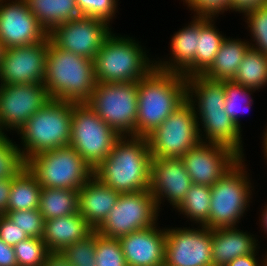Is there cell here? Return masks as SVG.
I'll return each mask as SVG.
<instances>
[{"mask_svg": "<svg viewBox=\"0 0 267 266\" xmlns=\"http://www.w3.org/2000/svg\"><path fill=\"white\" fill-rule=\"evenodd\" d=\"M152 156L147 137L121 136L93 175L120 194L149 189Z\"/></svg>", "mask_w": 267, "mask_h": 266, "instance_id": "cell-1", "label": "cell"}, {"mask_svg": "<svg viewBox=\"0 0 267 266\" xmlns=\"http://www.w3.org/2000/svg\"><path fill=\"white\" fill-rule=\"evenodd\" d=\"M186 80L154 67L138 81L136 136L147 137L186 101Z\"/></svg>", "mask_w": 267, "mask_h": 266, "instance_id": "cell-2", "label": "cell"}, {"mask_svg": "<svg viewBox=\"0 0 267 266\" xmlns=\"http://www.w3.org/2000/svg\"><path fill=\"white\" fill-rule=\"evenodd\" d=\"M96 83L93 60L61 50L48 38L43 84L50 99L85 103Z\"/></svg>", "mask_w": 267, "mask_h": 266, "instance_id": "cell-3", "label": "cell"}, {"mask_svg": "<svg viewBox=\"0 0 267 266\" xmlns=\"http://www.w3.org/2000/svg\"><path fill=\"white\" fill-rule=\"evenodd\" d=\"M141 46L135 38L118 36L112 31L93 60L96 82L129 83L145 77L156 60H151Z\"/></svg>", "mask_w": 267, "mask_h": 266, "instance_id": "cell-4", "label": "cell"}, {"mask_svg": "<svg viewBox=\"0 0 267 266\" xmlns=\"http://www.w3.org/2000/svg\"><path fill=\"white\" fill-rule=\"evenodd\" d=\"M72 111L73 102L50 99L27 120L17 131L25 161L38 153L70 145Z\"/></svg>", "mask_w": 267, "mask_h": 266, "instance_id": "cell-5", "label": "cell"}, {"mask_svg": "<svg viewBox=\"0 0 267 266\" xmlns=\"http://www.w3.org/2000/svg\"><path fill=\"white\" fill-rule=\"evenodd\" d=\"M241 158L221 179L211 186L209 220L203 225L210 229L238 227L252 200V183ZM250 179V180H249ZM252 195V197H251Z\"/></svg>", "mask_w": 267, "mask_h": 266, "instance_id": "cell-6", "label": "cell"}, {"mask_svg": "<svg viewBox=\"0 0 267 266\" xmlns=\"http://www.w3.org/2000/svg\"><path fill=\"white\" fill-rule=\"evenodd\" d=\"M26 167L42 188L79 190L93 175V168L70 145L38 153Z\"/></svg>", "mask_w": 267, "mask_h": 266, "instance_id": "cell-7", "label": "cell"}, {"mask_svg": "<svg viewBox=\"0 0 267 266\" xmlns=\"http://www.w3.org/2000/svg\"><path fill=\"white\" fill-rule=\"evenodd\" d=\"M85 103L120 136H136L138 82L96 83Z\"/></svg>", "mask_w": 267, "mask_h": 266, "instance_id": "cell-8", "label": "cell"}, {"mask_svg": "<svg viewBox=\"0 0 267 266\" xmlns=\"http://www.w3.org/2000/svg\"><path fill=\"white\" fill-rule=\"evenodd\" d=\"M120 137L86 103L73 102L70 146L93 169L109 155Z\"/></svg>", "mask_w": 267, "mask_h": 266, "instance_id": "cell-9", "label": "cell"}, {"mask_svg": "<svg viewBox=\"0 0 267 266\" xmlns=\"http://www.w3.org/2000/svg\"><path fill=\"white\" fill-rule=\"evenodd\" d=\"M147 140L152 158H181L201 141L192 105L186 100Z\"/></svg>", "mask_w": 267, "mask_h": 266, "instance_id": "cell-10", "label": "cell"}, {"mask_svg": "<svg viewBox=\"0 0 267 266\" xmlns=\"http://www.w3.org/2000/svg\"><path fill=\"white\" fill-rule=\"evenodd\" d=\"M159 210L150 189L120 194L106 219L95 229L108 238H119L156 225Z\"/></svg>", "mask_w": 267, "mask_h": 266, "instance_id": "cell-11", "label": "cell"}, {"mask_svg": "<svg viewBox=\"0 0 267 266\" xmlns=\"http://www.w3.org/2000/svg\"><path fill=\"white\" fill-rule=\"evenodd\" d=\"M198 228H165L164 266H213L212 229Z\"/></svg>", "mask_w": 267, "mask_h": 266, "instance_id": "cell-12", "label": "cell"}, {"mask_svg": "<svg viewBox=\"0 0 267 266\" xmlns=\"http://www.w3.org/2000/svg\"><path fill=\"white\" fill-rule=\"evenodd\" d=\"M111 28L100 19L79 16L55 26L48 37L61 50L94 60L105 39L111 34Z\"/></svg>", "mask_w": 267, "mask_h": 266, "instance_id": "cell-13", "label": "cell"}, {"mask_svg": "<svg viewBox=\"0 0 267 266\" xmlns=\"http://www.w3.org/2000/svg\"><path fill=\"white\" fill-rule=\"evenodd\" d=\"M50 100L43 83L0 85V132H17Z\"/></svg>", "mask_w": 267, "mask_h": 266, "instance_id": "cell-14", "label": "cell"}, {"mask_svg": "<svg viewBox=\"0 0 267 266\" xmlns=\"http://www.w3.org/2000/svg\"><path fill=\"white\" fill-rule=\"evenodd\" d=\"M48 38L37 44L5 49L0 61V85L43 83Z\"/></svg>", "mask_w": 267, "mask_h": 266, "instance_id": "cell-15", "label": "cell"}, {"mask_svg": "<svg viewBox=\"0 0 267 266\" xmlns=\"http://www.w3.org/2000/svg\"><path fill=\"white\" fill-rule=\"evenodd\" d=\"M192 183L213 186L241 157L230 148L200 141L181 157Z\"/></svg>", "mask_w": 267, "mask_h": 266, "instance_id": "cell-16", "label": "cell"}, {"mask_svg": "<svg viewBox=\"0 0 267 266\" xmlns=\"http://www.w3.org/2000/svg\"><path fill=\"white\" fill-rule=\"evenodd\" d=\"M47 36L25 0H0V41L5 49L37 44Z\"/></svg>", "mask_w": 267, "mask_h": 266, "instance_id": "cell-17", "label": "cell"}, {"mask_svg": "<svg viewBox=\"0 0 267 266\" xmlns=\"http://www.w3.org/2000/svg\"><path fill=\"white\" fill-rule=\"evenodd\" d=\"M192 184L181 158H152L149 189L159 212L165 199L176 209Z\"/></svg>", "mask_w": 267, "mask_h": 266, "instance_id": "cell-18", "label": "cell"}, {"mask_svg": "<svg viewBox=\"0 0 267 266\" xmlns=\"http://www.w3.org/2000/svg\"><path fill=\"white\" fill-rule=\"evenodd\" d=\"M157 226L118 238L128 266H164L166 230Z\"/></svg>", "mask_w": 267, "mask_h": 266, "instance_id": "cell-19", "label": "cell"}, {"mask_svg": "<svg viewBox=\"0 0 267 266\" xmlns=\"http://www.w3.org/2000/svg\"><path fill=\"white\" fill-rule=\"evenodd\" d=\"M200 34V17L193 16L189 25L172 35L169 59L155 61V67L167 72L180 73L185 78L195 75V55Z\"/></svg>", "mask_w": 267, "mask_h": 266, "instance_id": "cell-20", "label": "cell"}, {"mask_svg": "<svg viewBox=\"0 0 267 266\" xmlns=\"http://www.w3.org/2000/svg\"><path fill=\"white\" fill-rule=\"evenodd\" d=\"M195 115L201 141L226 146L241 158H245L242 129L233 122L225 110L195 112Z\"/></svg>", "mask_w": 267, "mask_h": 266, "instance_id": "cell-21", "label": "cell"}, {"mask_svg": "<svg viewBox=\"0 0 267 266\" xmlns=\"http://www.w3.org/2000/svg\"><path fill=\"white\" fill-rule=\"evenodd\" d=\"M120 193L92 175L78 190V213L95 230L113 209Z\"/></svg>", "mask_w": 267, "mask_h": 266, "instance_id": "cell-22", "label": "cell"}, {"mask_svg": "<svg viewBox=\"0 0 267 266\" xmlns=\"http://www.w3.org/2000/svg\"><path fill=\"white\" fill-rule=\"evenodd\" d=\"M237 228L220 227L212 229L213 266H226L237 257L259 251L258 239L250 232H244Z\"/></svg>", "mask_w": 267, "mask_h": 266, "instance_id": "cell-23", "label": "cell"}, {"mask_svg": "<svg viewBox=\"0 0 267 266\" xmlns=\"http://www.w3.org/2000/svg\"><path fill=\"white\" fill-rule=\"evenodd\" d=\"M94 229L80 213L45 220L42 240L49 251L61 252L67 245L83 240Z\"/></svg>", "mask_w": 267, "mask_h": 266, "instance_id": "cell-24", "label": "cell"}, {"mask_svg": "<svg viewBox=\"0 0 267 266\" xmlns=\"http://www.w3.org/2000/svg\"><path fill=\"white\" fill-rule=\"evenodd\" d=\"M186 100L195 112L225 110L224 81L204 75L189 76L186 80Z\"/></svg>", "mask_w": 267, "mask_h": 266, "instance_id": "cell-25", "label": "cell"}, {"mask_svg": "<svg viewBox=\"0 0 267 266\" xmlns=\"http://www.w3.org/2000/svg\"><path fill=\"white\" fill-rule=\"evenodd\" d=\"M250 41L241 38H224L212 65L202 74L212 80H233Z\"/></svg>", "mask_w": 267, "mask_h": 266, "instance_id": "cell-26", "label": "cell"}, {"mask_svg": "<svg viewBox=\"0 0 267 266\" xmlns=\"http://www.w3.org/2000/svg\"><path fill=\"white\" fill-rule=\"evenodd\" d=\"M29 11L49 33L55 26L78 18L76 0H25Z\"/></svg>", "mask_w": 267, "mask_h": 266, "instance_id": "cell-27", "label": "cell"}, {"mask_svg": "<svg viewBox=\"0 0 267 266\" xmlns=\"http://www.w3.org/2000/svg\"><path fill=\"white\" fill-rule=\"evenodd\" d=\"M41 190L36 177L25 167L12 178L7 212L38 209Z\"/></svg>", "mask_w": 267, "mask_h": 266, "instance_id": "cell-28", "label": "cell"}, {"mask_svg": "<svg viewBox=\"0 0 267 266\" xmlns=\"http://www.w3.org/2000/svg\"><path fill=\"white\" fill-rule=\"evenodd\" d=\"M216 18L200 17V34L195 55V75H202L213 63L226 35L216 29Z\"/></svg>", "mask_w": 267, "mask_h": 266, "instance_id": "cell-29", "label": "cell"}, {"mask_svg": "<svg viewBox=\"0 0 267 266\" xmlns=\"http://www.w3.org/2000/svg\"><path fill=\"white\" fill-rule=\"evenodd\" d=\"M78 190L42 188L38 210L45 220L78 213Z\"/></svg>", "mask_w": 267, "mask_h": 266, "instance_id": "cell-30", "label": "cell"}, {"mask_svg": "<svg viewBox=\"0 0 267 266\" xmlns=\"http://www.w3.org/2000/svg\"><path fill=\"white\" fill-rule=\"evenodd\" d=\"M234 82L255 90L267 85V56L250 47L238 67Z\"/></svg>", "mask_w": 267, "mask_h": 266, "instance_id": "cell-31", "label": "cell"}, {"mask_svg": "<svg viewBox=\"0 0 267 266\" xmlns=\"http://www.w3.org/2000/svg\"><path fill=\"white\" fill-rule=\"evenodd\" d=\"M211 203V187L192 184L185 198L176 208L182 215L187 216L193 224L204 225L209 220Z\"/></svg>", "mask_w": 267, "mask_h": 266, "instance_id": "cell-32", "label": "cell"}, {"mask_svg": "<svg viewBox=\"0 0 267 266\" xmlns=\"http://www.w3.org/2000/svg\"><path fill=\"white\" fill-rule=\"evenodd\" d=\"M224 90H225V112L229 115V117L233 120V122L241 129L242 126L239 119L240 113L245 111L247 112L251 108L254 102L253 101L254 99L251 95L256 90L253 88L245 87L242 84H238L233 80H224ZM242 104L243 107H241Z\"/></svg>", "mask_w": 267, "mask_h": 266, "instance_id": "cell-33", "label": "cell"}, {"mask_svg": "<svg viewBox=\"0 0 267 266\" xmlns=\"http://www.w3.org/2000/svg\"><path fill=\"white\" fill-rule=\"evenodd\" d=\"M26 167L19 145L6 135L0 137V179H12Z\"/></svg>", "mask_w": 267, "mask_h": 266, "instance_id": "cell-34", "label": "cell"}, {"mask_svg": "<svg viewBox=\"0 0 267 266\" xmlns=\"http://www.w3.org/2000/svg\"><path fill=\"white\" fill-rule=\"evenodd\" d=\"M18 266H43L50 252L42 239L28 237L14 246Z\"/></svg>", "mask_w": 267, "mask_h": 266, "instance_id": "cell-35", "label": "cell"}, {"mask_svg": "<svg viewBox=\"0 0 267 266\" xmlns=\"http://www.w3.org/2000/svg\"><path fill=\"white\" fill-rule=\"evenodd\" d=\"M96 266H128L118 238H108L96 231Z\"/></svg>", "mask_w": 267, "mask_h": 266, "instance_id": "cell-36", "label": "cell"}, {"mask_svg": "<svg viewBox=\"0 0 267 266\" xmlns=\"http://www.w3.org/2000/svg\"><path fill=\"white\" fill-rule=\"evenodd\" d=\"M96 230H93L83 240L67 245L61 253L72 266L95 265Z\"/></svg>", "mask_w": 267, "mask_h": 266, "instance_id": "cell-37", "label": "cell"}, {"mask_svg": "<svg viewBox=\"0 0 267 266\" xmlns=\"http://www.w3.org/2000/svg\"><path fill=\"white\" fill-rule=\"evenodd\" d=\"M244 16L248 25L246 27L251 32L250 46L267 56V5L254 9Z\"/></svg>", "mask_w": 267, "mask_h": 266, "instance_id": "cell-38", "label": "cell"}, {"mask_svg": "<svg viewBox=\"0 0 267 266\" xmlns=\"http://www.w3.org/2000/svg\"><path fill=\"white\" fill-rule=\"evenodd\" d=\"M5 215L28 237L42 238L45 219L38 209L10 211Z\"/></svg>", "mask_w": 267, "mask_h": 266, "instance_id": "cell-39", "label": "cell"}, {"mask_svg": "<svg viewBox=\"0 0 267 266\" xmlns=\"http://www.w3.org/2000/svg\"><path fill=\"white\" fill-rule=\"evenodd\" d=\"M119 0H76L81 16L100 19L110 25L118 9Z\"/></svg>", "mask_w": 267, "mask_h": 266, "instance_id": "cell-40", "label": "cell"}, {"mask_svg": "<svg viewBox=\"0 0 267 266\" xmlns=\"http://www.w3.org/2000/svg\"><path fill=\"white\" fill-rule=\"evenodd\" d=\"M194 16L215 18L229 10L230 0H182Z\"/></svg>", "mask_w": 267, "mask_h": 266, "instance_id": "cell-41", "label": "cell"}, {"mask_svg": "<svg viewBox=\"0 0 267 266\" xmlns=\"http://www.w3.org/2000/svg\"><path fill=\"white\" fill-rule=\"evenodd\" d=\"M28 238V235L16 226L7 216L0 215V239L7 245L15 246L22 240Z\"/></svg>", "mask_w": 267, "mask_h": 266, "instance_id": "cell-42", "label": "cell"}, {"mask_svg": "<svg viewBox=\"0 0 267 266\" xmlns=\"http://www.w3.org/2000/svg\"><path fill=\"white\" fill-rule=\"evenodd\" d=\"M266 5L267 0H230L229 11L231 10L245 15L254 9Z\"/></svg>", "mask_w": 267, "mask_h": 266, "instance_id": "cell-43", "label": "cell"}, {"mask_svg": "<svg viewBox=\"0 0 267 266\" xmlns=\"http://www.w3.org/2000/svg\"><path fill=\"white\" fill-rule=\"evenodd\" d=\"M0 266H18L14 247L0 239Z\"/></svg>", "mask_w": 267, "mask_h": 266, "instance_id": "cell-44", "label": "cell"}, {"mask_svg": "<svg viewBox=\"0 0 267 266\" xmlns=\"http://www.w3.org/2000/svg\"><path fill=\"white\" fill-rule=\"evenodd\" d=\"M11 188L12 179H0V215L7 212Z\"/></svg>", "mask_w": 267, "mask_h": 266, "instance_id": "cell-45", "label": "cell"}, {"mask_svg": "<svg viewBox=\"0 0 267 266\" xmlns=\"http://www.w3.org/2000/svg\"><path fill=\"white\" fill-rule=\"evenodd\" d=\"M258 253L259 252L256 251L253 254L237 257L226 266H263V260H259V257L256 256Z\"/></svg>", "mask_w": 267, "mask_h": 266, "instance_id": "cell-46", "label": "cell"}, {"mask_svg": "<svg viewBox=\"0 0 267 266\" xmlns=\"http://www.w3.org/2000/svg\"><path fill=\"white\" fill-rule=\"evenodd\" d=\"M43 266H72L66 257L59 251H50Z\"/></svg>", "mask_w": 267, "mask_h": 266, "instance_id": "cell-47", "label": "cell"}, {"mask_svg": "<svg viewBox=\"0 0 267 266\" xmlns=\"http://www.w3.org/2000/svg\"><path fill=\"white\" fill-rule=\"evenodd\" d=\"M261 218L259 219L261 228L264 230V233L267 235V204H265L264 208L262 209V214L260 215Z\"/></svg>", "mask_w": 267, "mask_h": 266, "instance_id": "cell-48", "label": "cell"}, {"mask_svg": "<svg viewBox=\"0 0 267 266\" xmlns=\"http://www.w3.org/2000/svg\"><path fill=\"white\" fill-rule=\"evenodd\" d=\"M263 134L264 135H262V138H263L262 148H263L264 157L266 158L265 160H267V126L265 127V131L263 132Z\"/></svg>", "mask_w": 267, "mask_h": 266, "instance_id": "cell-49", "label": "cell"}, {"mask_svg": "<svg viewBox=\"0 0 267 266\" xmlns=\"http://www.w3.org/2000/svg\"><path fill=\"white\" fill-rule=\"evenodd\" d=\"M4 50H5V48H4V46L2 45V42L0 41V61H1V59H2Z\"/></svg>", "mask_w": 267, "mask_h": 266, "instance_id": "cell-50", "label": "cell"}, {"mask_svg": "<svg viewBox=\"0 0 267 266\" xmlns=\"http://www.w3.org/2000/svg\"><path fill=\"white\" fill-rule=\"evenodd\" d=\"M263 258V266H267V252L265 254V257L262 255Z\"/></svg>", "mask_w": 267, "mask_h": 266, "instance_id": "cell-51", "label": "cell"}]
</instances>
